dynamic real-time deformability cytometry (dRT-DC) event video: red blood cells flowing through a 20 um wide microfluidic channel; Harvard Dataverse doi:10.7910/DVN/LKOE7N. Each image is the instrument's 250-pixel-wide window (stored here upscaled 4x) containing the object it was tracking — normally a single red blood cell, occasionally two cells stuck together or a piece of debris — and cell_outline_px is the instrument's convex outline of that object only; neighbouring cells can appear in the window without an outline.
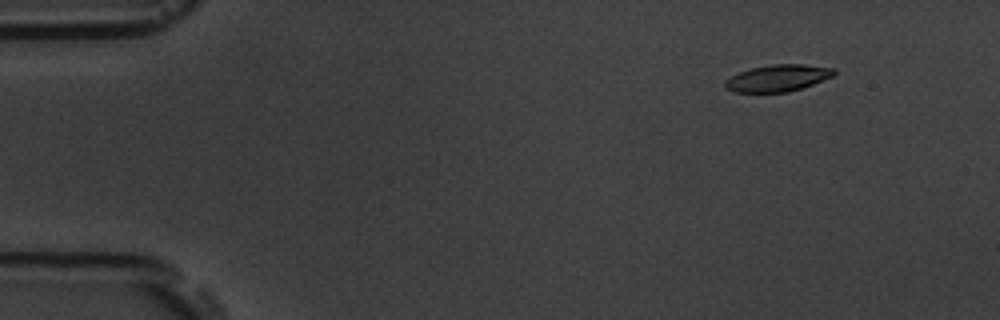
{"species": "common noctule bat (a hibernating species)", "species_latin": "Nyctalus noctula", "temperature_condition": "room temperature", "stored_images_in_passage": 6, "camera_frame_rate_fps": 3000, "um_per_image_px": 0.085, "animal": {"sex": "male", "body_mass_g": 19.5, "forearm_length_mm": 54.6}, "frame": {"image": 1, "passage_image": 3, "time_ms": 2.0, "image_size_px": [1000, 320], "cell_outline_px": [[836, 72], [832, 76], [812, 84], [788, 92], [736, 92], [724, 88], [724, 80], [740, 72], [752, 68], [772, 64], [804, 64], [836, 68]], "centroid_in_image_um": [66.1, 6.63], "position_along_channel_um": 18.9, "area_um2": 16.88}}
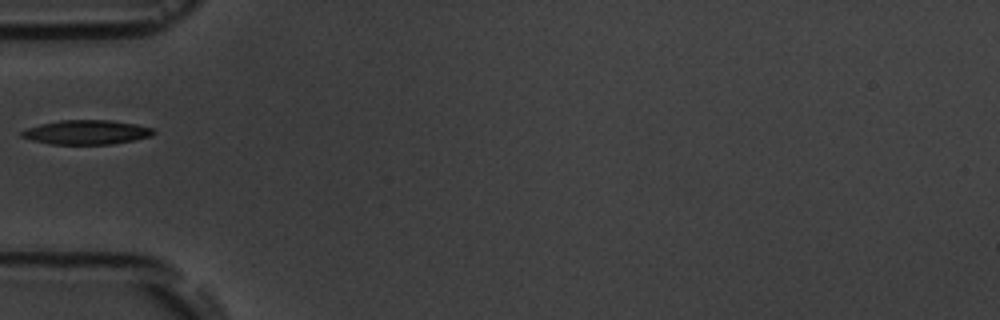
{"frame": {"image": 2, "passage_image": 6, "time_ms": 6.333, "image_size_px": [1000, 320], "cell_outline_px": [[156, 132], [152, 136], [112, 144], [48, 144], [32, 140], [20, 136], [20, 132], [28, 128], [40, 124], [60, 120], [112, 120], [136, 124], [152, 128]], "centroid_in_image_um": [7.35, 11.24], "position_along_channel_um": 77.6, "area_um2": 18.67}}